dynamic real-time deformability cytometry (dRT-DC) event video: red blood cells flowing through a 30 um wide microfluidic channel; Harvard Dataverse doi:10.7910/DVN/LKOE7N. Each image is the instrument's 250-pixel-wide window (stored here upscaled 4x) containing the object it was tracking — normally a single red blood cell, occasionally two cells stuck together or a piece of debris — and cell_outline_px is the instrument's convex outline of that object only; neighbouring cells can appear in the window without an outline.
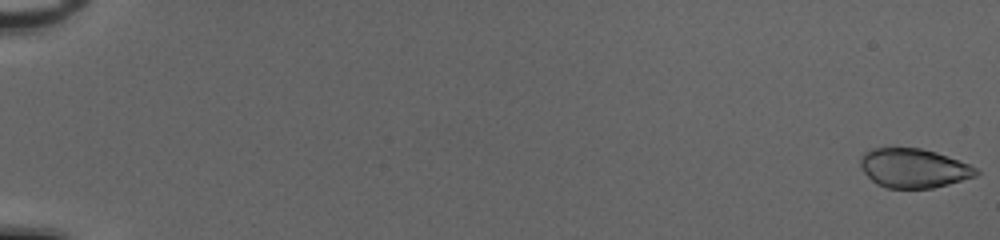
{"species": "common noctule bat (a hibernating species)", "species_latin": "Nyctalus noctula", "temperature_condition": "cold", "stored_images_in_passage": 53, "camera_frame_rate_fps": 3000, "um_per_image_px": 0.085, "animal": {"sex": "female", "body_mass_g": 20.0, "forearm_length_mm": 54.0}, "frame": {"image": 1, "passage_image": 1, "time_ms": 0.0, "image_size_px": [1000, 240], "cell_outline_px": [[980, 172], [976, 176], [948, 184], [932, 188], [888, 188], [876, 184], [864, 172], [860, 164], [860, 156], [864, 152], [872, 148], [920, 148], [936, 152], [968, 164], [976, 168]], "centroid_in_image_um": [77.64, 14.29], "position_along_channel_um": 7.4, "area_um2": 26.3}}
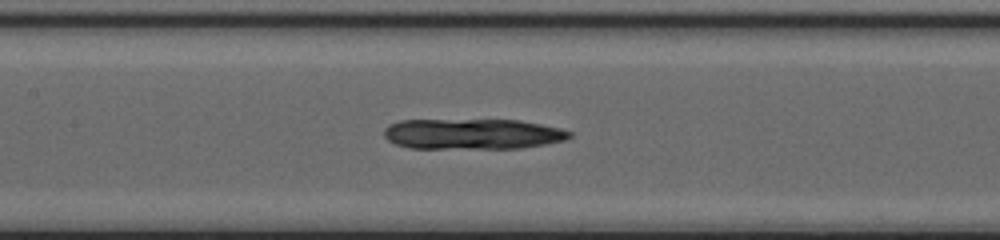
{"frame": {"image": 2, "passage_image": 28, "time_ms": 9.0, "image_size_px": [1000, 240], "cell_outline_px": [[572, 136], [564, 140], [544, 144], [520, 148], [408, 148], [396, 144], [388, 140], [384, 136], [384, 128], [388, 124], [400, 120], [520, 120], [560, 128], [572, 132]], "centroid_in_image_um": [40.13, 11.38], "position_along_channel_um": 167.3, "area_um2": 33.06}}
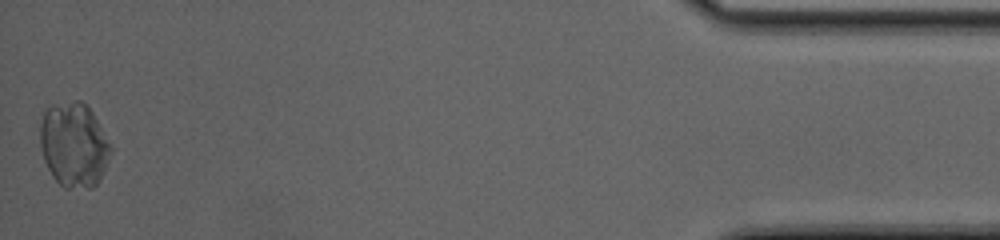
{"frame": {"image": 3, "passage_image": 53, "time_ms": 17.333, "image_size_px": [1000, 240], "cell_outline_px": [[112, 152], [104, 172], [100, 180], [92, 188], [64, 188], [52, 176], [44, 160], [40, 148], [40, 124], [44, 112], [52, 104], [76, 100], [80, 100], [92, 112], [112, 148]], "centroid_in_image_um": [6.27, 12.33], "position_along_channel_um": 428.9, "area_um2": 34.85}}